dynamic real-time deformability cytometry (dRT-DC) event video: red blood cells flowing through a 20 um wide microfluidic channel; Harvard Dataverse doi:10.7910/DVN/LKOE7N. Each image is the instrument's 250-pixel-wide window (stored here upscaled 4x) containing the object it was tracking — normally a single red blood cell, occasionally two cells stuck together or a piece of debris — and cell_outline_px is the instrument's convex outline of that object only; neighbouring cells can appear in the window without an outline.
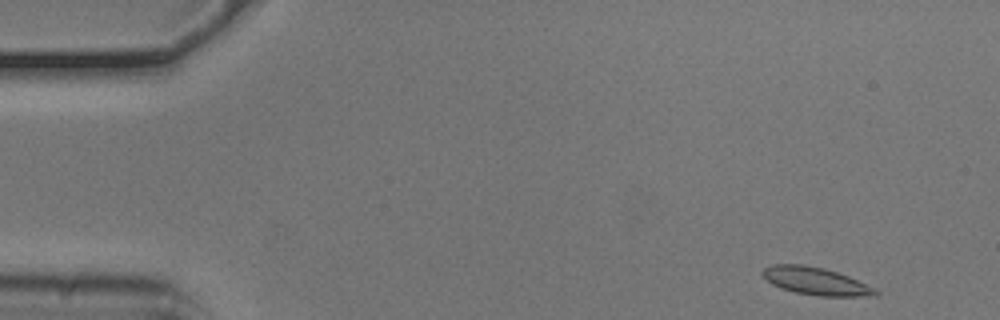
{"species": "common noctule bat (a hibernating species)", "species_latin": "Nyctalus noctula", "temperature_condition": "cold", "stored_images_in_passage": 50, "camera_frame_rate_fps": 3000, "um_per_image_px": 0.085, "animal": {"sex": "male", "body_mass_g": 20.5, "forearm_length_mm": 52.5}, "frame": {"image": 1, "passage_image": 1, "time_ms": 0.0, "image_size_px": [1000, 320], "cell_outline_px": [[880, 292], [876, 296], [816, 296], [796, 292], [780, 288], [772, 284], [760, 272], [764, 268], [772, 264], [804, 264], [824, 268], [848, 276], [876, 288]], "centroid_in_image_um": [69.35, 23.89], "position_along_channel_um": 15.6, "area_um2": 18.21}}
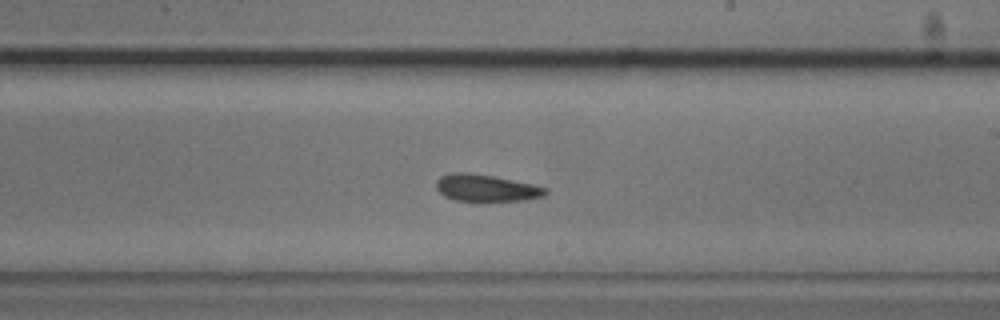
{"frame": {"image": 2, "passage_image": 28, "time_ms": 9.0, "image_size_px": [1000, 320], "cell_outline_px": [[548, 192], [544, 196], [524, 200], [456, 200], [444, 196], [436, 188], [436, 180], [440, 176], [452, 172], [464, 172], [492, 176], [532, 184], [548, 188]], "centroid_in_image_um": [41.31, 15.96], "position_along_channel_um": 247.7, "area_um2": 16.88}}
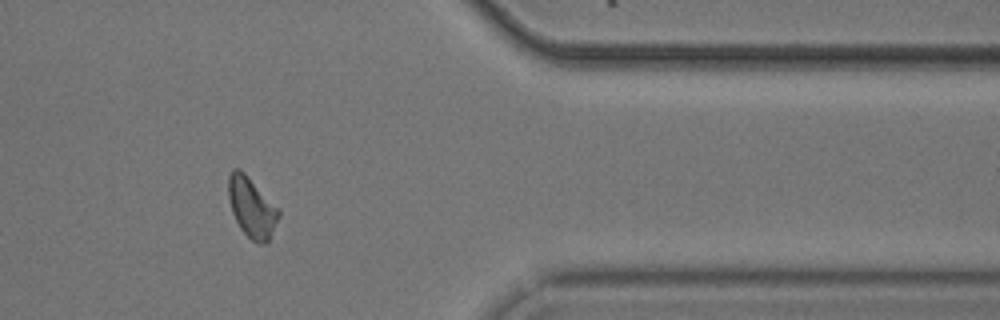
{"frame": {"image": 3, "passage_image": 41, "time_ms": 13.333, "image_size_px": [1000, 320], "cell_outline_px": [[280, 216], [268, 244], [260, 244], [252, 240], [240, 228], [232, 212], [228, 196], [228, 176], [232, 168], [240, 168], [280, 208]], "centroid_in_image_um": [21.42, 17.62], "position_along_channel_um": 390.0, "area_um2": 17.92}, "authors_computed_cell_mechanics": {"area_um2": 17.4845, "velocity_mm_per_s": 3.7417, "shape_relaxation_time_tau1_ms": 7.004, "shape_relaxation_time_tau2_ms": 5.0224, "deformation_change_tau1": 0.1239, "deformation_change_tau2": 0.1055}}